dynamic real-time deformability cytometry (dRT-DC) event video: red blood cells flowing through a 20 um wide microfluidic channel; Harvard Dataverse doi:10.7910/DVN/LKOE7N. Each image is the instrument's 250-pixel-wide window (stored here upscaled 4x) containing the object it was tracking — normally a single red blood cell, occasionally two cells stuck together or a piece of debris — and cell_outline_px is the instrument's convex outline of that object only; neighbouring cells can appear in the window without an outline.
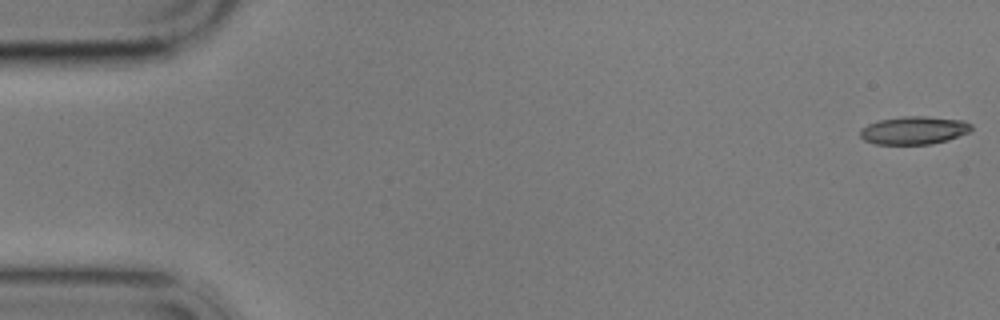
{"species": "common noctule bat (a hibernating species)", "species_latin": "Nyctalus noctula", "temperature_condition": "cold", "stored_images_in_passage": 5, "camera_frame_rate_fps": 3000, "um_per_image_px": 0.085, "animal": {"sex": "male", "body_mass_g": 17.9}, "frame": {"image": 1, "passage_image": 1, "time_ms": 0.0, "image_size_px": [1000, 320], "cell_outline_px": [[972, 128], [968, 132], [948, 140], [932, 144], [876, 144], [864, 140], [860, 136], [860, 128], [868, 124], [880, 120], [904, 116], [928, 116], [964, 120], [972, 124]], "centroid_in_image_um": [77.69, 11.07], "position_along_channel_um": 7.3, "area_um2": 18.21}}